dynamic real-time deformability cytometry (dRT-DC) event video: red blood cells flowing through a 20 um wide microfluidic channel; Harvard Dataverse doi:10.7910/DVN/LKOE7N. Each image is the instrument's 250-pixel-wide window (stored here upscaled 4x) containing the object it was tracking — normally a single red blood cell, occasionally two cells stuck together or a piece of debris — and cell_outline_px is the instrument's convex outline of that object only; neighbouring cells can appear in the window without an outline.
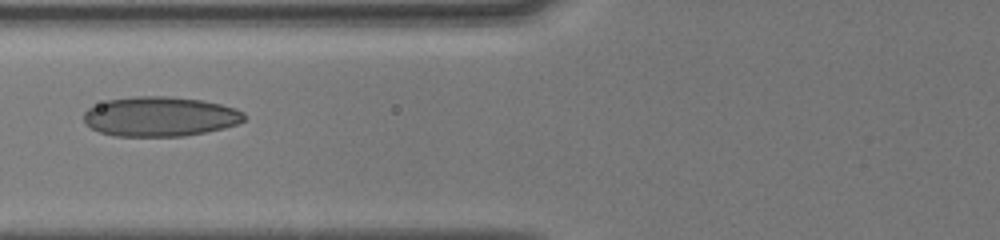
{"species": "human", "species_latin": "Homo sapiens", "temperature_condition": "cold", "stored_images_in_passage": 36, "camera_frame_rate_fps": 3000, "um_per_image_px": 0.085, "donor": {"sex": "male"}, "frame": {"image": 1, "passage_image": 12, "time_ms": 7.0, "image_size_px": [1000, 240], "cell_outline_px": [[244, 120], [236, 124], [224, 128], [184, 136], [116, 136], [100, 132], [84, 124], [84, 112], [88, 108], [108, 100], [136, 96], [168, 96], [204, 100], [236, 108], [244, 112]], "centroid_in_image_um": [13.6, 9.9], "position_along_channel_um": 112.2, "area_um2": 37.11}}
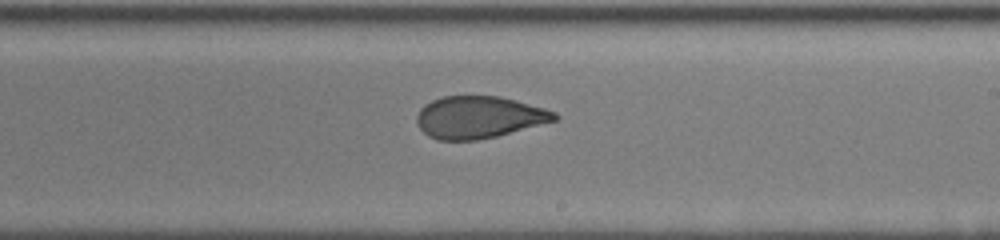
{"frame": {"image": 2, "passage_image": 22, "time_ms": 10.333, "image_size_px": [1000, 240], "cell_outline_px": [[560, 116], [556, 120], [496, 136], [476, 140], [436, 140], [428, 136], [416, 124], [416, 116], [420, 108], [424, 104], [432, 100], [444, 96], [500, 96], [544, 108], [556, 112]], "centroid_in_image_um": [40.67, 9.96], "position_along_channel_um": 248.3, "area_um2": 33.76}}
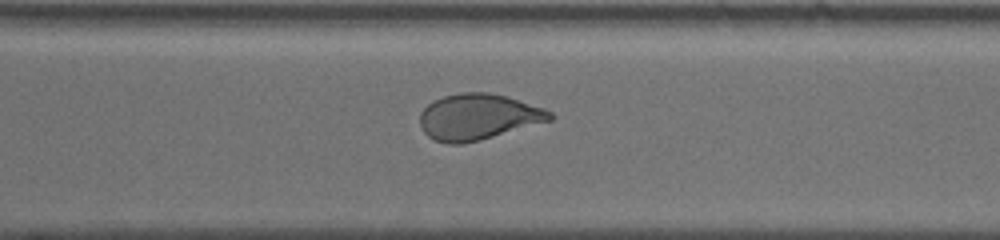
{"frame": {"image": 3, "passage_image": 27, "time_ms": 12.333, "image_size_px": [1000, 240], "cell_outline_px": [[552, 120], [480, 140], [460, 144], [448, 144], [436, 140], [428, 136], [420, 128], [420, 112], [428, 104], [444, 96], [460, 92], [488, 92], [508, 96], [544, 108], [552, 112]], "centroid_in_image_um": [40.64, 9.93], "position_along_channel_um": 330.0, "area_um2": 34.8}, "authors_computed_cell_mechanics": {"area_um2": 36.0672, "velocity_mm_per_s": 4.0922, "shape_relaxation_time_tau1_ms": 8.0515, "shape_relaxation_time_tau2_ms": 1.2103, "deformation_change_tau1": 0.2104, "deformation_change_tau2": 0.078}}